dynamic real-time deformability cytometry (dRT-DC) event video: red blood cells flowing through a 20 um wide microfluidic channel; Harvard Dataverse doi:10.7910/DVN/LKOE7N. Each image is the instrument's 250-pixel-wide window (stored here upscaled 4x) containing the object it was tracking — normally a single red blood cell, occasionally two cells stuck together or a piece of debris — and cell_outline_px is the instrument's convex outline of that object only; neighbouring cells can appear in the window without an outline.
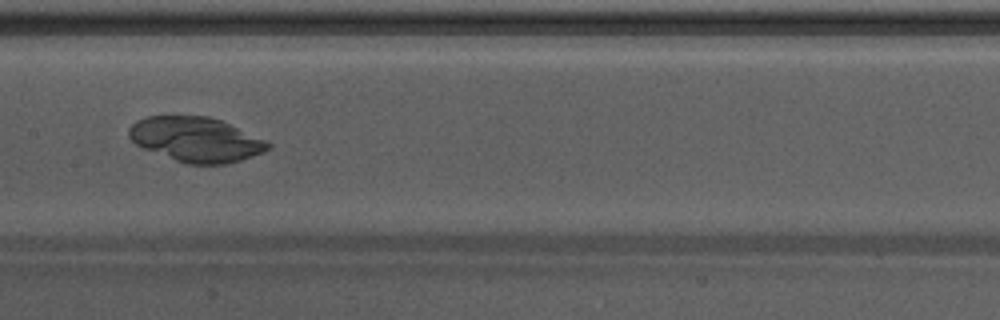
{"species": "Egyptian fruit bat (a non-hibernating species)", "species_latin": "Rousettus aegyptiacus", "temperature_condition": "warm", "stored_images_in_passage": 31, "camera_frame_rate_fps": 3000, "um_per_image_px": 0.085, "animal": {"sex": "male"}, "frame": {"image": 1, "passage_image": 10, "time_ms": 3.0, "image_size_px": [1000, 320], "cell_outline_px": [[272, 148], [264, 152], [240, 160], [224, 164], [188, 164], [140, 148], [128, 136], [128, 128], [136, 120], [148, 116], [208, 116], [220, 120], [268, 140], [272, 144]], "centroid_in_image_um": [16.66, 11.85], "position_along_channel_um": 190.7, "area_um2": 36.41}}